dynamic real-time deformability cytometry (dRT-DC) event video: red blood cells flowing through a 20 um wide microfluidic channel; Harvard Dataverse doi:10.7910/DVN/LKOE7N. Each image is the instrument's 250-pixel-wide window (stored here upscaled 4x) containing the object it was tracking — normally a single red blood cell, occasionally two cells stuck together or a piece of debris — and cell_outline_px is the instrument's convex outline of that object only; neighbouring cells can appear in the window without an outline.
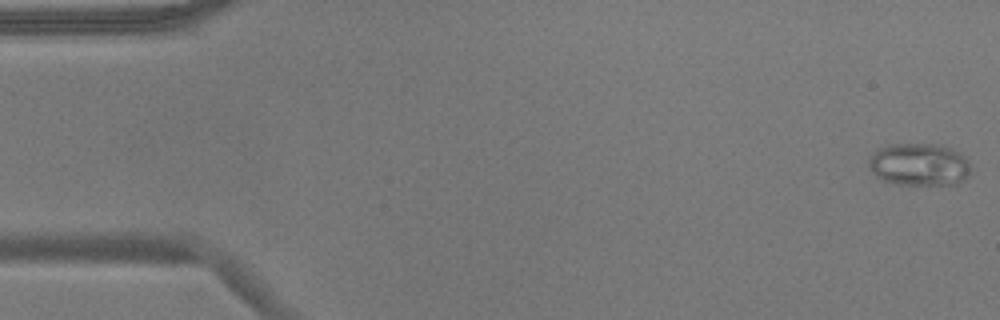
{"species": "common noctule bat (a hibernating species)", "species_latin": "Nyctalus noctula", "temperature_condition": "warm", "stored_images_in_passage": 55, "camera_frame_rate_fps": 3000, "um_per_image_px": 0.085, "animal": {"sex": "male", "body_mass_g": 17.9}, "frame": {"image": 1, "passage_image": 1, "time_ms": 0.0, "image_size_px": [1000, 320], "cell_outline_px": [[968, 172], [956, 184], [900, 184], [884, 180], [876, 176], [872, 172], [868, 164], [868, 160], [872, 152], [888, 144], [940, 144], [952, 148], [960, 152], [968, 160]], "centroid_in_image_um": [78.08, 13.95], "position_along_channel_um": 6.9, "area_um2": 25.03}}
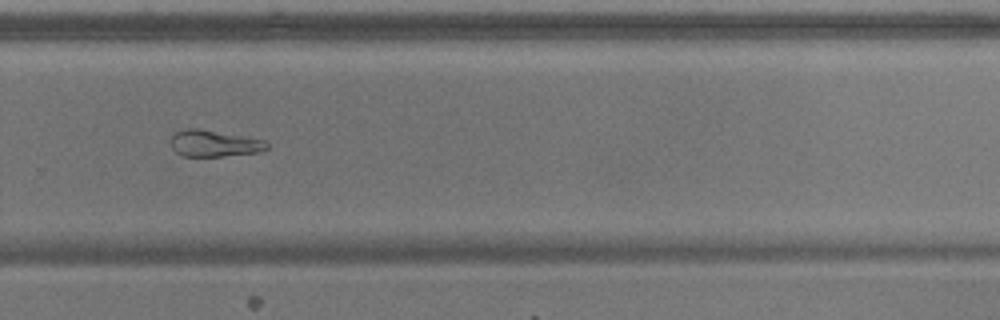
{"frame": {"image": 2, "passage_image": 37, "time_ms": 12.0, "image_size_px": [1000, 320], "cell_outline_px": [[268, 148], [260, 152], [220, 156], [180, 156], [172, 148], [172, 136], [176, 132], [184, 128], [196, 128], [264, 140], [268, 144]], "centroid_in_image_um": [18.18, 12.2], "position_along_channel_um": 311.6, "area_um2": 14.62}}
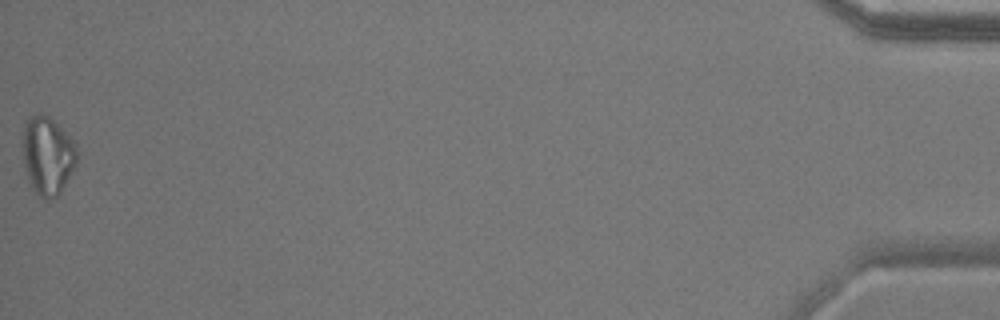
{"frame": {"image": 3, "passage_image": 55, "time_ms": 18.0, "image_size_px": [1000, 320], "cell_outline_px": [[76, 164], [60, 192], [56, 196], [48, 200], [44, 200], [32, 188], [28, 180], [24, 164], [24, 124], [28, 116], [36, 112], [40, 112], [48, 116], [76, 140]], "centroid_in_image_um": [4.05, 13.18], "position_along_channel_um": 431.1, "area_um2": 24.74}, "authors_computed_cell_mechanics": {"area_um2": 19.2474, "velocity_mm_per_s": 3.6598, "shape_relaxation_time_tau1_ms": null, "shape_relaxation_time_tau2_ms": 3.5469, "deformation_change_tau1": null, "deformation_change_tau2": 0.0922}}